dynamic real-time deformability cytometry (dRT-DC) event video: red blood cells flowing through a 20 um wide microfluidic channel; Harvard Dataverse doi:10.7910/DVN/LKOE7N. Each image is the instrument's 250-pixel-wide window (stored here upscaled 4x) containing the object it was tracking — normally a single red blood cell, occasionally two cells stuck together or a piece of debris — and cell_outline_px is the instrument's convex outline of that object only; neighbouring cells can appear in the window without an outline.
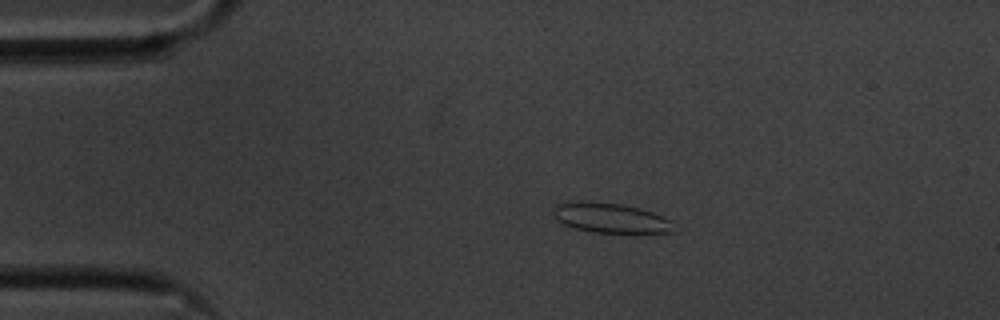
{"species": "common noctule bat (a hibernating species)", "species_latin": "Nyctalus noctula", "temperature_condition": "cold", "stored_images_in_passage": 46, "camera_frame_rate_fps": 3000, "um_per_image_px": 0.085, "animal": {"sex": "male", "body_mass_g": 20.1, "forearm_length_mm": 53.5}, "frame": {"image": 1, "passage_image": 1, "time_ms": 0.0, "image_size_px": [1000, 320], "cell_outline_px": [[672, 232], [592, 232], [572, 228], [556, 220], [552, 216], [552, 208], [560, 204], [572, 200], [588, 200], [624, 204], [640, 208], [652, 212], [672, 220]], "centroid_in_image_um": [51.8, 18.49], "position_along_channel_um": 33.2, "area_um2": 21.21}}
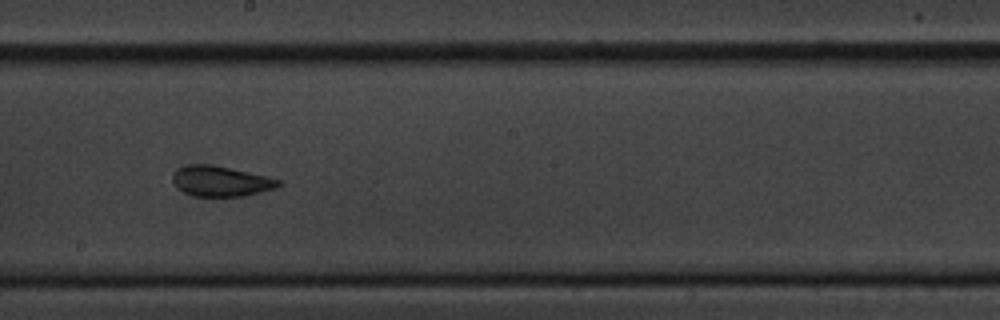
{"frame": {"image": 2, "passage_image": 21, "time_ms": 6.667, "image_size_px": [1000, 320], "cell_outline_px": [[284, 184], [276, 188], [244, 196], [196, 196], [184, 192], [176, 188], [172, 180], [172, 176], [176, 168], [184, 164], [212, 164], [248, 172], [280, 180]], "centroid_in_image_um": [18.73, 15.39], "position_along_channel_um": 229.5, "area_um2": 18.84}}
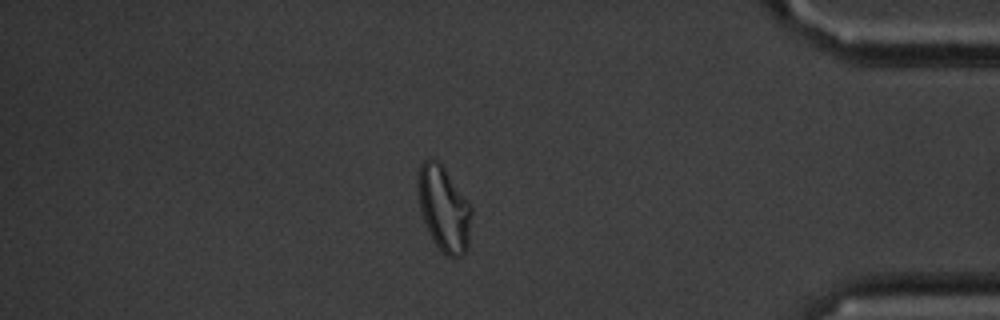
{"frame": {"image": 3, "passage_image": 38, "time_ms": 12.333, "image_size_px": [1000, 320], "cell_outline_px": [[472, 216], [468, 248], [460, 256], [448, 256], [436, 244], [424, 220], [420, 208], [420, 164], [424, 160], [440, 160], [472, 208]], "centroid_in_image_um": [37.79, 17.74], "position_along_channel_um": 397.4, "area_um2": 25.72}, "authors_computed_cell_mechanics": {"area_um2": 19.652, "velocity_mm_per_s": 3.5646, "shape_relaxation_time_tau1_ms": 9.1053, "shape_relaxation_time_tau2_ms": 2.1741, "deformation_change_tau1": 0.1563, "deformation_change_tau2": 0.0901}}